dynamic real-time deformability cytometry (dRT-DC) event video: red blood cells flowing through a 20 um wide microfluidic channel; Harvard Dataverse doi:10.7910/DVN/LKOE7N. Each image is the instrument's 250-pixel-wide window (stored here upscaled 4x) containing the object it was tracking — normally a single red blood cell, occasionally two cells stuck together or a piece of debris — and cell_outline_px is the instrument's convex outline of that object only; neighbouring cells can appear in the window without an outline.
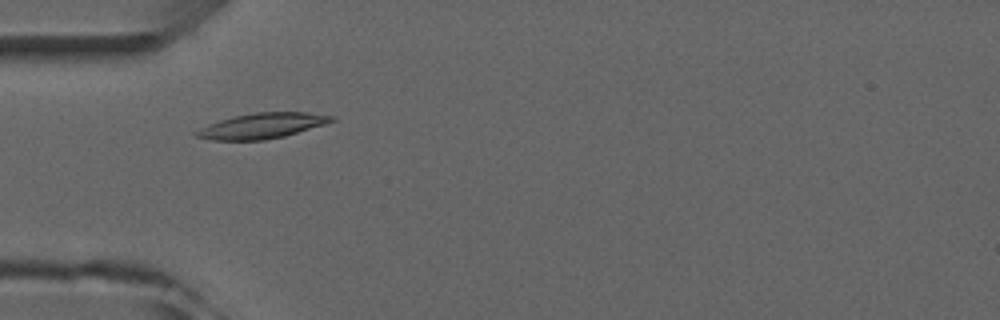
{"species": "common noctule bat (a hibernating species)", "species_latin": "Nyctalus noctula", "temperature_condition": "room temperature", "stored_images_in_passage": 5, "camera_frame_rate_fps": 3000, "um_per_image_px": 0.085, "animal": {"sex": "male", "forearm_length_mm": 52.5}, "frame": {"image": 1, "passage_image": 3, "time_ms": 2.333, "image_size_px": [1000, 320], "cell_outline_px": [[336, 120], [324, 124], [284, 136], [264, 140], [212, 140], [196, 136], [192, 132], [208, 124], [220, 120], [236, 116], [256, 112], [308, 112], [336, 116]], "centroid_in_image_um": [22.28, 10.69], "position_along_channel_um": 62.7, "area_um2": 19.88}}
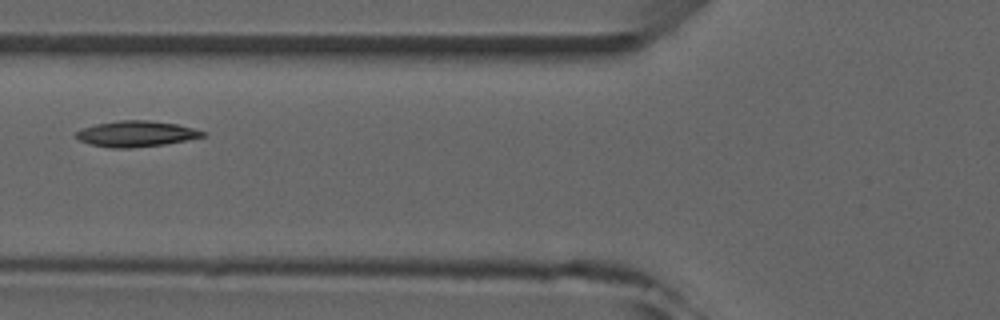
{"frame": {"image": 2, "passage_image": 4, "time_ms": 3.667, "image_size_px": [1000, 320], "cell_outline_px": [[208, 132], [204, 136], [164, 144], [128, 148], [108, 148], [92, 144], [80, 140], [76, 136], [76, 132], [84, 128], [96, 124], [120, 120], [148, 120], [176, 124]], "centroid_in_image_um": [11.58, 11.37], "position_along_channel_um": 114.2, "area_um2": 18.73}}
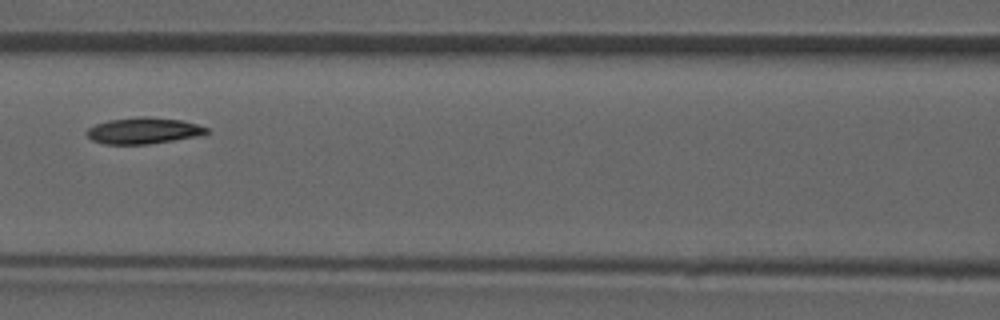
{"frame": {"image": 3, "passage_image": 5, "time_ms": 4.667, "image_size_px": [1000, 320], "cell_outline_px": [[208, 132], [196, 136], [148, 144], [104, 144], [92, 140], [84, 132], [88, 128], [96, 124], [108, 120], [140, 116], [148, 116], [180, 120], [196, 124], [208, 128]], "centroid_in_image_um": [12.14, 11.1], "position_along_channel_um": 154.5, "area_um2": 18.21}}